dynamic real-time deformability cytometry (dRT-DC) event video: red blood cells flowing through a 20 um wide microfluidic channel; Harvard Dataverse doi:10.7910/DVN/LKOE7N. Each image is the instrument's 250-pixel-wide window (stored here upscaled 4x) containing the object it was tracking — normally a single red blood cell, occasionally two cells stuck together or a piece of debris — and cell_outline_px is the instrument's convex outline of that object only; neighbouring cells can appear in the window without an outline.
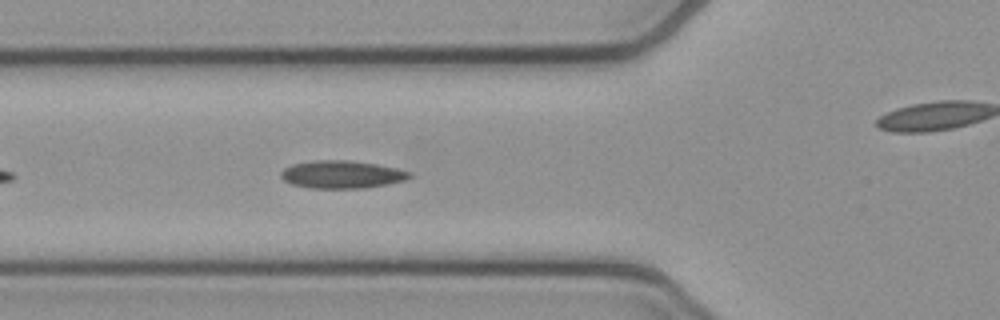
{"species": "common noctule bat (a hibernating species)", "species_latin": "Nyctalus noctula", "temperature_condition": "cold", "stored_images_in_passage": 42, "camera_frame_rate_fps": 3000, "um_per_image_px": 0.085, "animal": {"sex": "female", "body_mass_g": 21.9}, "frame": {"image": 1, "passage_image": 7, "time_ms": 2.0, "image_size_px": [1000, 320], "cell_outline_px": [[412, 176], [404, 180], [388, 184], [364, 188], [312, 188], [292, 184], [284, 180], [280, 176], [280, 172], [284, 168], [292, 164], [316, 160], [348, 160], [376, 164], [396, 168], [412, 172]], "centroid_in_image_um": [29.05, 14.82], "position_along_channel_um": 96.7, "area_um2": 20.75}}
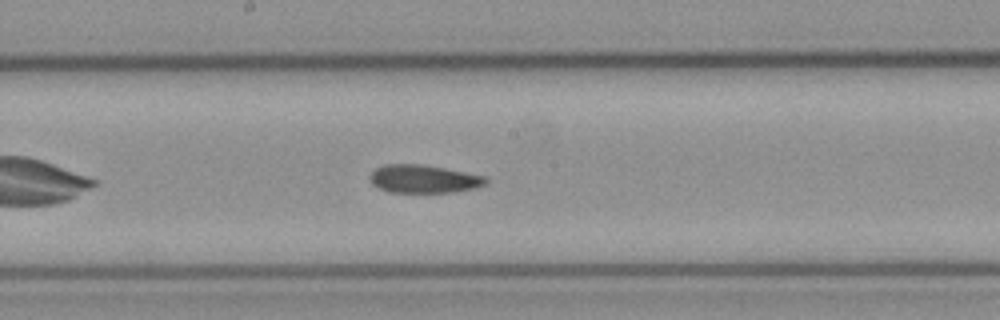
{"frame": {"image": 2, "passage_image": 16, "time_ms": 5.0, "image_size_px": [1000, 320], "cell_outline_px": [[488, 184], [476, 188], [456, 192], [388, 192], [376, 188], [368, 180], [368, 176], [376, 168], [384, 164], [420, 164], [444, 168], [484, 176], [488, 180]], "centroid_in_image_um": [35.98, 15.22], "position_along_channel_um": 212.2, "area_um2": 19.19}}
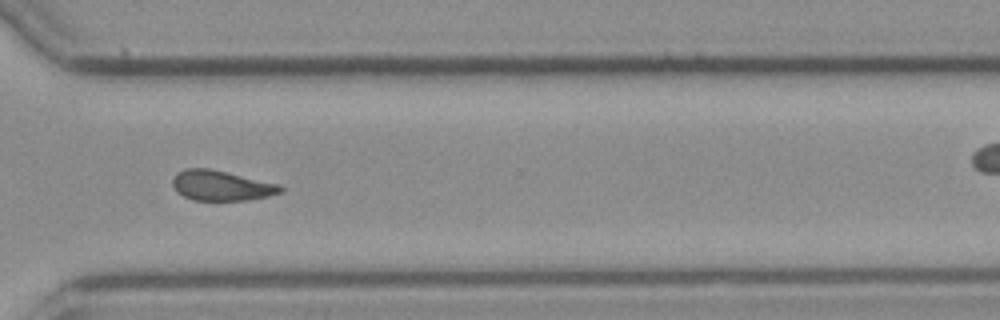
{"frame": {"image": 3, "passage_image": 27, "time_ms": 8.667, "image_size_px": [1000, 320], "cell_outline_px": [[284, 192], [268, 196], [248, 200], [192, 200], [176, 192], [172, 184], [172, 180], [176, 172], [184, 168], [208, 168], [280, 184], [284, 188]], "centroid_in_image_um": [18.8, 15.77], "position_along_channel_um": 351.8, "area_um2": 19.07}, "authors_computed_cell_mechanics": {"area_um2": 19.2474, "velocity_mm_per_s": 3.8195, "shape_relaxation_time_tau1_ms": null, "shape_relaxation_time_tau2_ms": 4.8226, "deformation_change_tau1": null, "deformation_change_tau2": 0.1037}}